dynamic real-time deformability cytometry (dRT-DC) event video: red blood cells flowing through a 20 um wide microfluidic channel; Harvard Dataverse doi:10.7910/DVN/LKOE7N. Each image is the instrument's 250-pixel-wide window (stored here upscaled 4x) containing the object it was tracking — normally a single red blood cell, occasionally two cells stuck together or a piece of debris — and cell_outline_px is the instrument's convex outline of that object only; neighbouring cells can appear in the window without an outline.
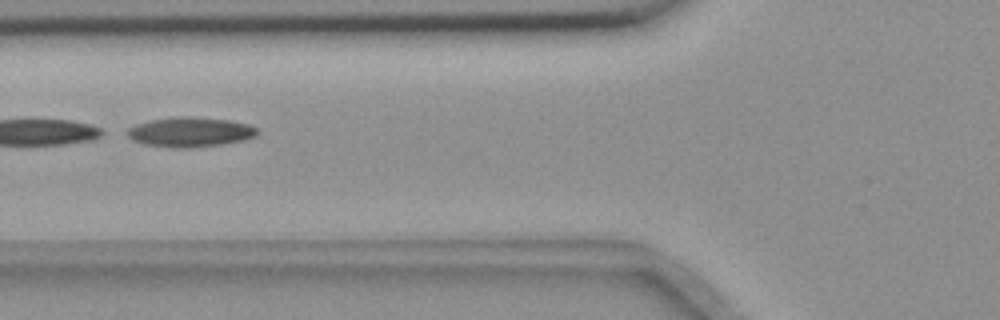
{"species": "common noctule bat (a hibernating species)", "species_latin": "Nyctalus noctula", "temperature_condition": "room temperature", "stored_images_in_passage": 22, "camera_frame_rate_fps": 3000, "um_per_image_px": 0.085, "animal": {"sex": "female", "body_mass_g": 18.4}, "frame": {"image": 1, "passage_image": 15, "time_ms": 4.667, "image_size_px": [1000, 320], "cell_outline_px": [[256, 136], [244, 140], [220, 144], [188, 148], [172, 148], [144, 144], [132, 140], [128, 136], [128, 128], [136, 124], [152, 120], [180, 116], [192, 116], [228, 120], [248, 124], [256, 128]], "centroid_in_image_um": [16.14, 11.22], "position_along_channel_um": 109.7, "area_um2": 22.37}}